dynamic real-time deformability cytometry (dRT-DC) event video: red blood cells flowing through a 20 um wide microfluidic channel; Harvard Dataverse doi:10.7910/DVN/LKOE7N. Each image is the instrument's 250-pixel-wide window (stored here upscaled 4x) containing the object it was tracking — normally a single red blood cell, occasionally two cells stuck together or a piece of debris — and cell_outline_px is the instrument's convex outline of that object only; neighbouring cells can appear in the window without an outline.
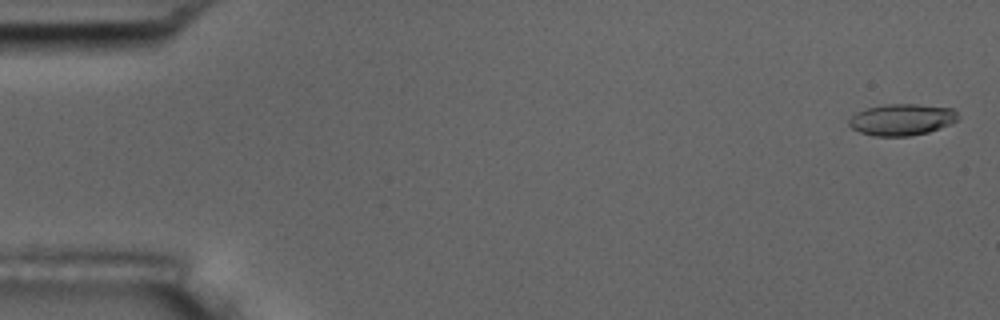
{"species": "common noctule bat (a hibernating species)", "species_latin": "Nyctalus noctula", "temperature_condition": "room temperature", "stored_images_in_passage": 6, "camera_frame_rate_fps": 3000, "um_per_image_px": 0.085, "animal": {"sex": "male", "body_mass_g": 17.5, "forearm_length_mm": 52.3}, "frame": {"image": 1, "passage_image": 1, "time_ms": 0.0, "image_size_px": [1000, 320], "cell_outline_px": [[956, 120], [952, 124], [928, 132], [908, 136], [872, 136], [860, 132], [852, 128], [848, 124], [848, 120], [856, 112], [868, 108], [884, 104], [916, 104], [952, 108], [956, 112]], "centroid_in_image_um": [76.63, 10.17], "position_along_channel_um": 8.4, "area_um2": 19.94}}
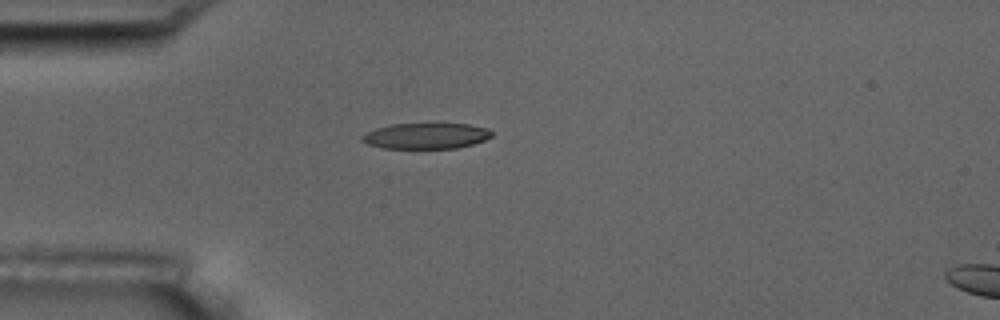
{"frame": {"image": 2, "passage_image": 5, "time_ms": 4.667, "image_size_px": [1000, 320], "cell_outline_px": [[492, 136], [484, 140], [472, 144], [456, 148], [384, 148], [368, 144], [360, 140], [360, 136], [376, 128], [392, 124], [468, 124], [488, 128], [492, 132]], "centroid_in_image_um": [36.21, 11.55], "position_along_channel_um": 48.8, "area_um2": 19.36}}